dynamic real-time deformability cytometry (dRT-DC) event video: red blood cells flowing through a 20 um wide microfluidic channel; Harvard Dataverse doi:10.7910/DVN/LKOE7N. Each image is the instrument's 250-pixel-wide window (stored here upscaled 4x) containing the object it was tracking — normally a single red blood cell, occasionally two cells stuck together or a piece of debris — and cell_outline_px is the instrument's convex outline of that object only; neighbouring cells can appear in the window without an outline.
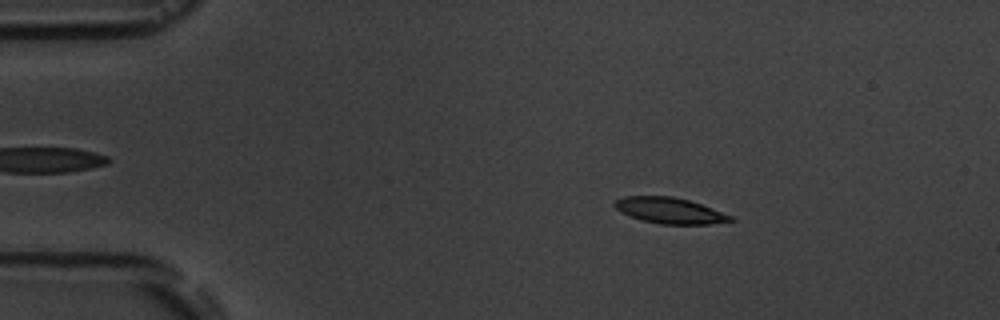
{"species": "common noctule bat (a hibernating species)", "species_latin": "Nyctalus noctula", "temperature_condition": "room temperature", "stored_images_in_passage": 3, "camera_frame_rate_fps": 3000, "um_per_image_px": 0.085, "animal": {"sex": "male", "body_mass_g": 19.5, "forearm_length_mm": 54.6}, "frame": {"image": 1, "passage_image": 1, "time_ms": 0.0, "image_size_px": [1000, 320], "cell_outline_px": [[736, 220], [708, 224], [660, 224], [644, 220], [620, 212], [612, 204], [616, 200], [624, 196], [672, 196], [688, 200], [700, 204], [732, 216]], "centroid_in_image_um": [56.9, 17.89], "position_along_channel_um": 28.1, "area_um2": 17.22}}